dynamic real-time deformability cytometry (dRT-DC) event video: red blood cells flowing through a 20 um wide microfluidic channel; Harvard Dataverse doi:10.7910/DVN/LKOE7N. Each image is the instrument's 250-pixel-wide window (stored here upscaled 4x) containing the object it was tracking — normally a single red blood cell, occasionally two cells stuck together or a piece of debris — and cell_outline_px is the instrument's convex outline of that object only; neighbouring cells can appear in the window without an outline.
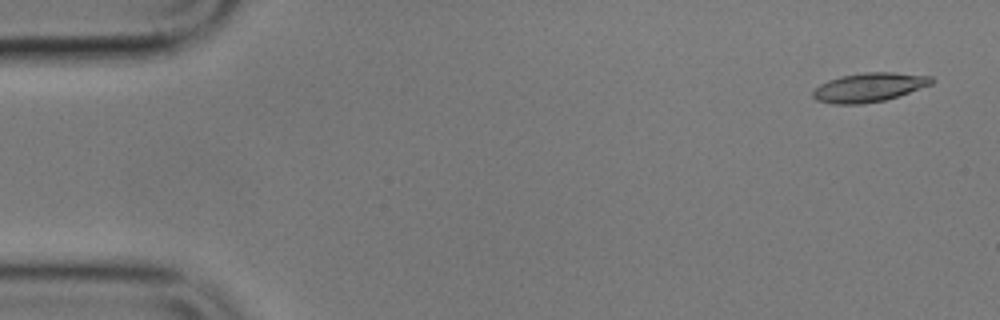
{"species": "common noctule bat (a hibernating species)", "species_latin": "Nyctalus noctula", "temperature_condition": "cold", "stored_images_in_passage": 4, "camera_frame_rate_fps": 3000, "um_per_image_px": 0.085, "animal": {"sex": "male", "body_mass_g": 17.9}, "frame": {"image": 1, "passage_image": 1, "time_ms": 0.0, "image_size_px": [1000, 320], "cell_outline_px": [[936, 80], [932, 84], [884, 100], [860, 104], [832, 104], [816, 100], [812, 96], [812, 92], [820, 84], [828, 80], [840, 76], [864, 72], [892, 72], [932, 76]], "centroid_in_image_um": [73.85, 7.41], "position_along_channel_um": 11.1, "area_um2": 20.0}}
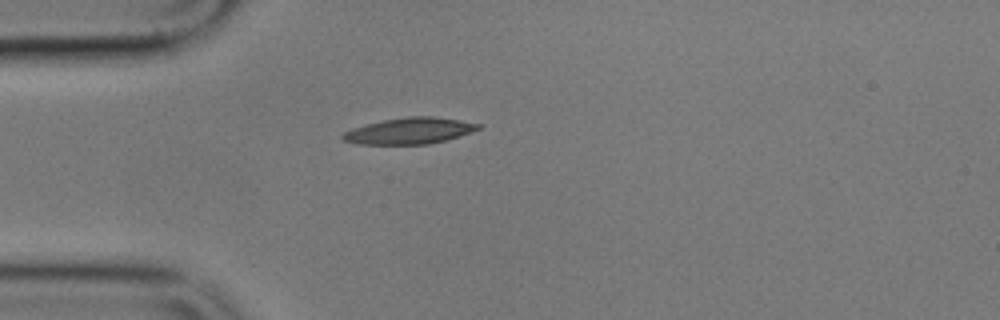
{"frame": {"image": 2, "passage_image": 4, "time_ms": 4.333, "image_size_px": [1000, 320], "cell_outline_px": [[480, 128], [448, 140], [428, 144], [360, 144], [344, 140], [340, 136], [344, 132], [352, 128], [384, 120], [408, 116], [432, 116], [460, 120], [480, 124]], "centroid_in_image_um": [34.81, 11.12], "position_along_channel_um": 50.2, "area_um2": 20.52}}